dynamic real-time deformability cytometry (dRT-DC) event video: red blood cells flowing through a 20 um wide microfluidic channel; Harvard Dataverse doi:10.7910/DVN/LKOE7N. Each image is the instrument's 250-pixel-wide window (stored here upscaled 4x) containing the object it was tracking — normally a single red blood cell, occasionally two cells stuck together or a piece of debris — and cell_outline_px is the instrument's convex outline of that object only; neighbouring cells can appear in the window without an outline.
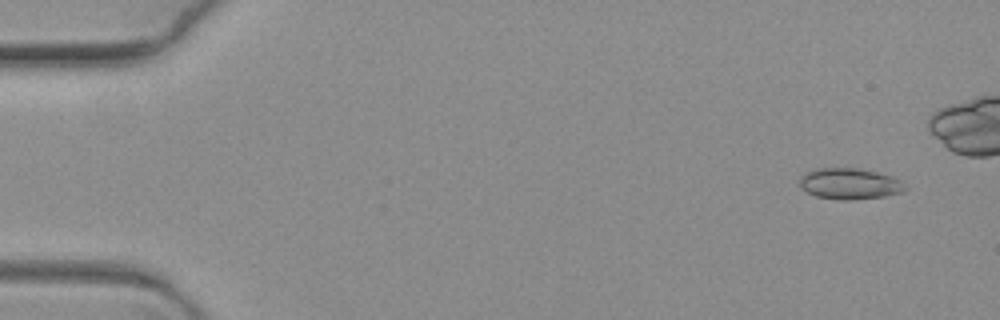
{"species": "common noctule bat (a hibernating species)", "species_latin": "Nyctalus noctula", "temperature_condition": "warm", "stored_images_in_passage": 7, "camera_frame_rate_fps": 3000, "um_per_image_px": 0.085, "animal": {"sex": "female", "body_mass_g": 19.3, "forearm_length_mm": 54.1}, "frame": {"image": 1, "passage_image": 1, "time_ms": 0.0, "image_size_px": [1000, 320], "cell_outline_px": [[908, 188], [904, 192], [884, 196], [848, 200], [840, 200], [816, 196], [800, 188], [800, 176], [804, 172], [816, 168], [856, 168], [876, 172], [892, 176], [900, 180]], "centroid_in_image_um": [72.21, 15.61], "position_along_channel_um": 12.8, "area_um2": 19.19}}